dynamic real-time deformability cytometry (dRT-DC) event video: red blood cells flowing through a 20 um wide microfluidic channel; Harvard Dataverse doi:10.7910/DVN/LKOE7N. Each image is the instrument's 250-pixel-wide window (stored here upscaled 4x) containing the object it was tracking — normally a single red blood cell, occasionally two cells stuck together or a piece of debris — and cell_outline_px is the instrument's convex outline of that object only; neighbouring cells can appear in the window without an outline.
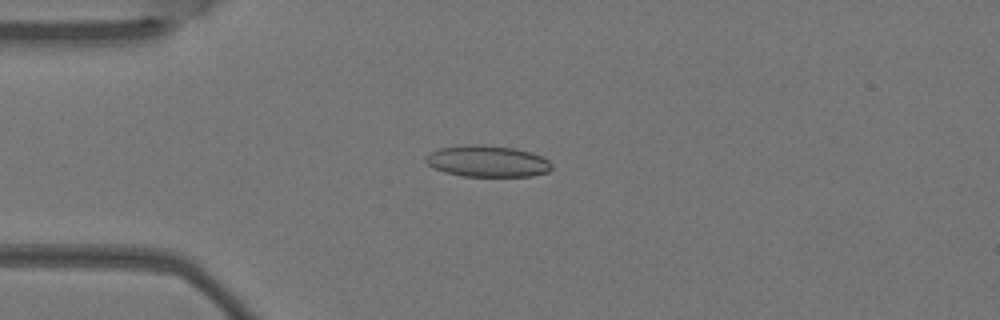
{"species": "Egyptian fruit bat (a non-hibernating species)", "species_latin": "Rousettus aegyptiacus", "temperature_condition": "warm", "stored_images_in_passage": 7, "camera_frame_rate_fps": 3000, "um_per_image_px": 0.085, "animal": {"sex": "female"}, "frame": {"image": 1, "passage_image": 3, "time_ms": 0.667, "image_size_px": [1000, 320], "cell_outline_px": [[552, 168], [548, 172], [532, 176], [464, 176], [444, 172], [432, 168], [424, 160], [424, 156], [428, 152], [440, 148], [464, 144], [480, 144], [516, 148], [532, 152], [548, 160], [552, 164]], "centroid_in_image_um": [41.39, 13.69], "position_along_channel_um": 43.6, "area_um2": 23.41}}
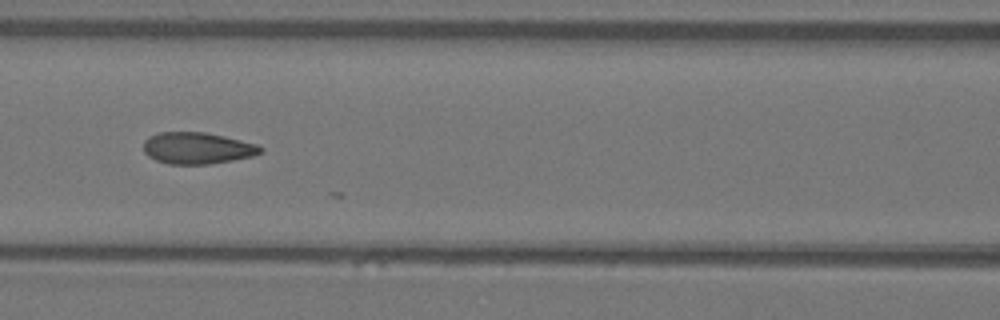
{"frame": {"image": 2, "passage_image": 6, "time_ms": 1.667, "image_size_px": [1000, 320], "cell_outline_px": [[264, 148], [260, 152], [252, 156], [232, 160], [208, 164], [168, 164], [156, 160], [148, 156], [144, 152], [144, 140], [148, 136], [160, 132], [204, 132], [224, 136], [256, 144]], "centroid_in_image_um": [16.73, 12.59], "position_along_channel_um": 149.9, "area_um2": 21.44}}
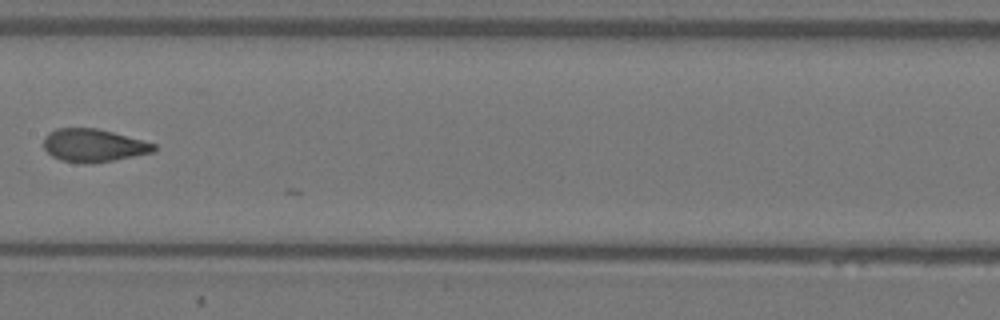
{"frame": {"image": 3, "passage_image": 7, "time_ms": 2.0, "image_size_px": [1000, 320], "cell_outline_px": [[156, 148], [152, 152], [112, 160], [88, 164], [84, 164], [60, 160], [52, 156], [44, 148], [44, 136], [48, 132], [56, 128], [96, 128], [112, 132], [156, 144]], "centroid_in_image_um": [7.89, 12.36], "position_along_channel_um": 199.5, "area_um2": 20.98}}